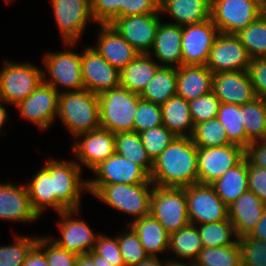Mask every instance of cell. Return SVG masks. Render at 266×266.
<instances>
[{
    "mask_svg": "<svg viewBox=\"0 0 266 266\" xmlns=\"http://www.w3.org/2000/svg\"><path fill=\"white\" fill-rule=\"evenodd\" d=\"M33 210L40 217L46 208L55 211L53 177L42 167L26 184Z\"/></svg>",
    "mask_w": 266,
    "mask_h": 266,
    "instance_id": "d6a6232c",
    "label": "cell"
},
{
    "mask_svg": "<svg viewBox=\"0 0 266 266\" xmlns=\"http://www.w3.org/2000/svg\"><path fill=\"white\" fill-rule=\"evenodd\" d=\"M150 180L155 186L175 188L198 183L197 146L191 137H175L153 161Z\"/></svg>",
    "mask_w": 266,
    "mask_h": 266,
    "instance_id": "6da1fadb",
    "label": "cell"
},
{
    "mask_svg": "<svg viewBox=\"0 0 266 266\" xmlns=\"http://www.w3.org/2000/svg\"><path fill=\"white\" fill-rule=\"evenodd\" d=\"M211 185L223 202L231 205L248 190L247 159L244 157Z\"/></svg>",
    "mask_w": 266,
    "mask_h": 266,
    "instance_id": "4dcf8cb0",
    "label": "cell"
},
{
    "mask_svg": "<svg viewBox=\"0 0 266 266\" xmlns=\"http://www.w3.org/2000/svg\"><path fill=\"white\" fill-rule=\"evenodd\" d=\"M0 69V99L7 105H18L43 81V69L32 63L6 60Z\"/></svg>",
    "mask_w": 266,
    "mask_h": 266,
    "instance_id": "8992f818",
    "label": "cell"
},
{
    "mask_svg": "<svg viewBox=\"0 0 266 266\" xmlns=\"http://www.w3.org/2000/svg\"><path fill=\"white\" fill-rule=\"evenodd\" d=\"M244 158V149L235 144L197 147L198 183L212 184Z\"/></svg>",
    "mask_w": 266,
    "mask_h": 266,
    "instance_id": "7c38bea8",
    "label": "cell"
},
{
    "mask_svg": "<svg viewBox=\"0 0 266 266\" xmlns=\"http://www.w3.org/2000/svg\"><path fill=\"white\" fill-rule=\"evenodd\" d=\"M160 0H123L121 17L140 14H160Z\"/></svg>",
    "mask_w": 266,
    "mask_h": 266,
    "instance_id": "f5cc1de1",
    "label": "cell"
},
{
    "mask_svg": "<svg viewBox=\"0 0 266 266\" xmlns=\"http://www.w3.org/2000/svg\"><path fill=\"white\" fill-rule=\"evenodd\" d=\"M53 177L55 212L79 209L82 191L88 192V180L81 178L82 168L76 161L47 159L42 166ZM83 189V190H82Z\"/></svg>",
    "mask_w": 266,
    "mask_h": 266,
    "instance_id": "277c9868",
    "label": "cell"
},
{
    "mask_svg": "<svg viewBox=\"0 0 266 266\" xmlns=\"http://www.w3.org/2000/svg\"><path fill=\"white\" fill-rule=\"evenodd\" d=\"M128 226V229L126 228V230L116 236L119 243L120 253L126 266H133L142 260H145L148 255L146 254L138 235L130 225Z\"/></svg>",
    "mask_w": 266,
    "mask_h": 266,
    "instance_id": "ee69618b",
    "label": "cell"
},
{
    "mask_svg": "<svg viewBox=\"0 0 266 266\" xmlns=\"http://www.w3.org/2000/svg\"><path fill=\"white\" fill-rule=\"evenodd\" d=\"M160 14H169L178 26L202 23L211 16V0H160Z\"/></svg>",
    "mask_w": 266,
    "mask_h": 266,
    "instance_id": "4316f807",
    "label": "cell"
},
{
    "mask_svg": "<svg viewBox=\"0 0 266 266\" xmlns=\"http://www.w3.org/2000/svg\"><path fill=\"white\" fill-rule=\"evenodd\" d=\"M220 103L213 92L189 101V109L194 125L216 118Z\"/></svg>",
    "mask_w": 266,
    "mask_h": 266,
    "instance_id": "7dc6e473",
    "label": "cell"
},
{
    "mask_svg": "<svg viewBox=\"0 0 266 266\" xmlns=\"http://www.w3.org/2000/svg\"><path fill=\"white\" fill-rule=\"evenodd\" d=\"M167 260L160 261L159 257H150L148 256L145 260H142L138 264L133 266H166Z\"/></svg>",
    "mask_w": 266,
    "mask_h": 266,
    "instance_id": "91938a15",
    "label": "cell"
},
{
    "mask_svg": "<svg viewBox=\"0 0 266 266\" xmlns=\"http://www.w3.org/2000/svg\"><path fill=\"white\" fill-rule=\"evenodd\" d=\"M266 241V210L253 230L247 235Z\"/></svg>",
    "mask_w": 266,
    "mask_h": 266,
    "instance_id": "6f0895ef",
    "label": "cell"
},
{
    "mask_svg": "<svg viewBox=\"0 0 266 266\" xmlns=\"http://www.w3.org/2000/svg\"><path fill=\"white\" fill-rule=\"evenodd\" d=\"M162 124L161 105L141 100L134 115L133 131L140 133Z\"/></svg>",
    "mask_w": 266,
    "mask_h": 266,
    "instance_id": "bcb514c9",
    "label": "cell"
},
{
    "mask_svg": "<svg viewBox=\"0 0 266 266\" xmlns=\"http://www.w3.org/2000/svg\"><path fill=\"white\" fill-rule=\"evenodd\" d=\"M242 266H266V241L251 236L238 239Z\"/></svg>",
    "mask_w": 266,
    "mask_h": 266,
    "instance_id": "f6af8a7d",
    "label": "cell"
},
{
    "mask_svg": "<svg viewBox=\"0 0 266 266\" xmlns=\"http://www.w3.org/2000/svg\"><path fill=\"white\" fill-rule=\"evenodd\" d=\"M91 14L96 24H110L121 17L123 0H90Z\"/></svg>",
    "mask_w": 266,
    "mask_h": 266,
    "instance_id": "681fc988",
    "label": "cell"
},
{
    "mask_svg": "<svg viewBox=\"0 0 266 266\" xmlns=\"http://www.w3.org/2000/svg\"><path fill=\"white\" fill-rule=\"evenodd\" d=\"M89 254L92 256L94 261H98V266H114L112 263H110L104 257L97 255L93 250L90 251Z\"/></svg>",
    "mask_w": 266,
    "mask_h": 266,
    "instance_id": "6125c7cd",
    "label": "cell"
},
{
    "mask_svg": "<svg viewBox=\"0 0 266 266\" xmlns=\"http://www.w3.org/2000/svg\"><path fill=\"white\" fill-rule=\"evenodd\" d=\"M219 33L211 18L202 23L182 26V65H206Z\"/></svg>",
    "mask_w": 266,
    "mask_h": 266,
    "instance_id": "2e32d148",
    "label": "cell"
},
{
    "mask_svg": "<svg viewBox=\"0 0 266 266\" xmlns=\"http://www.w3.org/2000/svg\"><path fill=\"white\" fill-rule=\"evenodd\" d=\"M23 266H49L45 253L36 245L28 254Z\"/></svg>",
    "mask_w": 266,
    "mask_h": 266,
    "instance_id": "9f6ffc18",
    "label": "cell"
},
{
    "mask_svg": "<svg viewBox=\"0 0 266 266\" xmlns=\"http://www.w3.org/2000/svg\"><path fill=\"white\" fill-rule=\"evenodd\" d=\"M166 266H195V264L194 262L185 263V262L176 260V258L175 259L171 258L167 260Z\"/></svg>",
    "mask_w": 266,
    "mask_h": 266,
    "instance_id": "be15d7a7",
    "label": "cell"
},
{
    "mask_svg": "<svg viewBox=\"0 0 266 266\" xmlns=\"http://www.w3.org/2000/svg\"><path fill=\"white\" fill-rule=\"evenodd\" d=\"M262 15L266 18V0L262 2Z\"/></svg>",
    "mask_w": 266,
    "mask_h": 266,
    "instance_id": "e7e4bbea",
    "label": "cell"
},
{
    "mask_svg": "<svg viewBox=\"0 0 266 266\" xmlns=\"http://www.w3.org/2000/svg\"><path fill=\"white\" fill-rule=\"evenodd\" d=\"M40 217L33 210L26 184H0V219L14 222H35Z\"/></svg>",
    "mask_w": 266,
    "mask_h": 266,
    "instance_id": "7402d4cb",
    "label": "cell"
},
{
    "mask_svg": "<svg viewBox=\"0 0 266 266\" xmlns=\"http://www.w3.org/2000/svg\"><path fill=\"white\" fill-rule=\"evenodd\" d=\"M242 119L246 131V147L251 142L266 139V100L256 97L242 105Z\"/></svg>",
    "mask_w": 266,
    "mask_h": 266,
    "instance_id": "836d02e7",
    "label": "cell"
},
{
    "mask_svg": "<svg viewBox=\"0 0 266 266\" xmlns=\"http://www.w3.org/2000/svg\"><path fill=\"white\" fill-rule=\"evenodd\" d=\"M57 92L44 81L26 98L15 107L20 115L41 129H49L58 114Z\"/></svg>",
    "mask_w": 266,
    "mask_h": 266,
    "instance_id": "d6986e66",
    "label": "cell"
},
{
    "mask_svg": "<svg viewBox=\"0 0 266 266\" xmlns=\"http://www.w3.org/2000/svg\"><path fill=\"white\" fill-rule=\"evenodd\" d=\"M13 244L0 246V266H23L28 254L37 245L38 237L16 235Z\"/></svg>",
    "mask_w": 266,
    "mask_h": 266,
    "instance_id": "b9f144b4",
    "label": "cell"
},
{
    "mask_svg": "<svg viewBox=\"0 0 266 266\" xmlns=\"http://www.w3.org/2000/svg\"><path fill=\"white\" fill-rule=\"evenodd\" d=\"M84 87L96 95L120 86V70L105 60L92 46L81 52Z\"/></svg>",
    "mask_w": 266,
    "mask_h": 266,
    "instance_id": "ffe728a7",
    "label": "cell"
},
{
    "mask_svg": "<svg viewBox=\"0 0 266 266\" xmlns=\"http://www.w3.org/2000/svg\"><path fill=\"white\" fill-rule=\"evenodd\" d=\"M93 251L97 255L104 257L114 266H126L120 253L117 236H114L113 238L105 234H99L96 238Z\"/></svg>",
    "mask_w": 266,
    "mask_h": 266,
    "instance_id": "f907efd6",
    "label": "cell"
},
{
    "mask_svg": "<svg viewBox=\"0 0 266 266\" xmlns=\"http://www.w3.org/2000/svg\"><path fill=\"white\" fill-rule=\"evenodd\" d=\"M7 4L10 3L12 0H4Z\"/></svg>",
    "mask_w": 266,
    "mask_h": 266,
    "instance_id": "03108f58",
    "label": "cell"
},
{
    "mask_svg": "<svg viewBox=\"0 0 266 266\" xmlns=\"http://www.w3.org/2000/svg\"><path fill=\"white\" fill-rule=\"evenodd\" d=\"M91 172L96 176L93 179H88V185L153 184L150 175L140 165L116 152Z\"/></svg>",
    "mask_w": 266,
    "mask_h": 266,
    "instance_id": "ac0fdd59",
    "label": "cell"
},
{
    "mask_svg": "<svg viewBox=\"0 0 266 266\" xmlns=\"http://www.w3.org/2000/svg\"><path fill=\"white\" fill-rule=\"evenodd\" d=\"M212 92L221 103L240 106L256 98L248 71L213 74Z\"/></svg>",
    "mask_w": 266,
    "mask_h": 266,
    "instance_id": "44dd1931",
    "label": "cell"
},
{
    "mask_svg": "<svg viewBox=\"0 0 266 266\" xmlns=\"http://www.w3.org/2000/svg\"><path fill=\"white\" fill-rule=\"evenodd\" d=\"M75 266H98V261H94L89 253L78 254Z\"/></svg>",
    "mask_w": 266,
    "mask_h": 266,
    "instance_id": "680465c9",
    "label": "cell"
},
{
    "mask_svg": "<svg viewBox=\"0 0 266 266\" xmlns=\"http://www.w3.org/2000/svg\"><path fill=\"white\" fill-rule=\"evenodd\" d=\"M182 26L176 24L163 23L157 28L153 51H150L149 55L156 57L160 66L175 67L182 66ZM153 52V53H151Z\"/></svg>",
    "mask_w": 266,
    "mask_h": 266,
    "instance_id": "cb8c5ba5",
    "label": "cell"
},
{
    "mask_svg": "<svg viewBox=\"0 0 266 266\" xmlns=\"http://www.w3.org/2000/svg\"><path fill=\"white\" fill-rule=\"evenodd\" d=\"M266 210L256 194L247 190L235 202L228 206V219L239 237L248 235L256 226Z\"/></svg>",
    "mask_w": 266,
    "mask_h": 266,
    "instance_id": "d4e9b609",
    "label": "cell"
},
{
    "mask_svg": "<svg viewBox=\"0 0 266 266\" xmlns=\"http://www.w3.org/2000/svg\"><path fill=\"white\" fill-rule=\"evenodd\" d=\"M97 96L102 128L114 134L133 131L134 115L138 103L142 100L140 94L132 93L127 88L118 86Z\"/></svg>",
    "mask_w": 266,
    "mask_h": 266,
    "instance_id": "5b68a950",
    "label": "cell"
},
{
    "mask_svg": "<svg viewBox=\"0 0 266 266\" xmlns=\"http://www.w3.org/2000/svg\"><path fill=\"white\" fill-rule=\"evenodd\" d=\"M191 138L197 147L202 148L232 144L217 117L196 124Z\"/></svg>",
    "mask_w": 266,
    "mask_h": 266,
    "instance_id": "60d3db41",
    "label": "cell"
},
{
    "mask_svg": "<svg viewBox=\"0 0 266 266\" xmlns=\"http://www.w3.org/2000/svg\"><path fill=\"white\" fill-rule=\"evenodd\" d=\"M80 209H69L58 213L61 218L57 222L61 237L48 236L57 246L76 254H86L93 250L98 234L90 228L87 222L80 218ZM75 216V217H74Z\"/></svg>",
    "mask_w": 266,
    "mask_h": 266,
    "instance_id": "9a60e30c",
    "label": "cell"
},
{
    "mask_svg": "<svg viewBox=\"0 0 266 266\" xmlns=\"http://www.w3.org/2000/svg\"><path fill=\"white\" fill-rule=\"evenodd\" d=\"M194 264L195 266H242L239 245L203 247Z\"/></svg>",
    "mask_w": 266,
    "mask_h": 266,
    "instance_id": "ab89813d",
    "label": "cell"
},
{
    "mask_svg": "<svg viewBox=\"0 0 266 266\" xmlns=\"http://www.w3.org/2000/svg\"><path fill=\"white\" fill-rule=\"evenodd\" d=\"M213 73L205 65H182L177 68L176 95L191 101L212 92Z\"/></svg>",
    "mask_w": 266,
    "mask_h": 266,
    "instance_id": "484cf974",
    "label": "cell"
},
{
    "mask_svg": "<svg viewBox=\"0 0 266 266\" xmlns=\"http://www.w3.org/2000/svg\"><path fill=\"white\" fill-rule=\"evenodd\" d=\"M3 104H7L4 100L0 99V133L3 126H5L6 121L8 120V113Z\"/></svg>",
    "mask_w": 266,
    "mask_h": 266,
    "instance_id": "94428289",
    "label": "cell"
},
{
    "mask_svg": "<svg viewBox=\"0 0 266 266\" xmlns=\"http://www.w3.org/2000/svg\"><path fill=\"white\" fill-rule=\"evenodd\" d=\"M247 173L248 190L266 204V169L247 162Z\"/></svg>",
    "mask_w": 266,
    "mask_h": 266,
    "instance_id": "db71d44e",
    "label": "cell"
},
{
    "mask_svg": "<svg viewBox=\"0 0 266 266\" xmlns=\"http://www.w3.org/2000/svg\"><path fill=\"white\" fill-rule=\"evenodd\" d=\"M196 226L203 247H221L238 244L239 238L229 219L217 223H206Z\"/></svg>",
    "mask_w": 266,
    "mask_h": 266,
    "instance_id": "74e56055",
    "label": "cell"
},
{
    "mask_svg": "<svg viewBox=\"0 0 266 266\" xmlns=\"http://www.w3.org/2000/svg\"><path fill=\"white\" fill-rule=\"evenodd\" d=\"M251 58L236 34L219 33L208 56L206 67L213 73L248 71Z\"/></svg>",
    "mask_w": 266,
    "mask_h": 266,
    "instance_id": "4fadbf2b",
    "label": "cell"
},
{
    "mask_svg": "<svg viewBox=\"0 0 266 266\" xmlns=\"http://www.w3.org/2000/svg\"><path fill=\"white\" fill-rule=\"evenodd\" d=\"M72 153L91 171L115 153V134L102 127L75 137ZM80 138V139H79Z\"/></svg>",
    "mask_w": 266,
    "mask_h": 266,
    "instance_id": "e0dca14e",
    "label": "cell"
},
{
    "mask_svg": "<svg viewBox=\"0 0 266 266\" xmlns=\"http://www.w3.org/2000/svg\"><path fill=\"white\" fill-rule=\"evenodd\" d=\"M161 14H140L115 18L110 25L139 53L149 54L162 18Z\"/></svg>",
    "mask_w": 266,
    "mask_h": 266,
    "instance_id": "5bb4252c",
    "label": "cell"
},
{
    "mask_svg": "<svg viewBox=\"0 0 266 266\" xmlns=\"http://www.w3.org/2000/svg\"><path fill=\"white\" fill-rule=\"evenodd\" d=\"M58 29L65 46L81 39L87 24L93 20L90 0H51ZM89 21V22H88Z\"/></svg>",
    "mask_w": 266,
    "mask_h": 266,
    "instance_id": "8fae6325",
    "label": "cell"
},
{
    "mask_svg": "<svg viewBox=\"0 0 266 266\" xmlns=\"http://www.w3.org/2000/svg\"><path fill=\"white\" fill-rule=\"evenodd\" d=\"M150 214L171 234L188 225V209L184 188L154 186Z\"/></svg>",
    "mask_w": 266,
    "mask_h": 266,
    "instance_id": "ba28073f",
    "label": "cell"
},
{
    "mask_svg": "<svg viewBox=\"0 0 266 266\" xmlns=\"http://www.w3.org/2000/svg\"><path fill=\"white\" fill-rule=\"evenodd\" d=\"M154 184L88 185V192L101 202L135 219L150 214Z\"/></svg>",
    "mask_w": 266,
    "mask_h": 266,
    "instance_id": "3957f363",
    "label": "cell"
},
{
    "mask_svg": "<svg viewBox=\"0 0 266 266\" xmlns=\"http://www.w3.org/2000/svg\"><path fill=\"white\" fill-rule=\"evenodd\" d=\"M217 119L224 126L229 141L245 149L246 131L243 126L242 106L220 103Z\"/></svg>",
    "mask_w": 266,
    "mask_h": 266,
    "instance_id": "8d00e7d4",
    "label": "cell"
},
{
    "mask_svg": "<svg viewBox=\"0 0 266 266\" xmlns=\"http://www.w3.org/2000/svg\"><path fill=\"white\" fill-rule=\"evenodd\" d=\"M236 35L251 59L266 58V18L263 15Z\"/></svg>",
    "mask_w": 266,
    "mask_h": 266,
    "instance_id": "f35d334b",
    "label": "cell"
},
{
    "mask_svg": "<svg viewBox=\"0 0 266 266\" xmlns=\"http://www.w3.org/2000/svg\"><path fill=\"white\" fill-rule=\"evenodd\" d=\"M263 0H211V16L220 33L237 34L262 15Z\"/></svg>",
    "mask_w": 266,
    "mask_h": 266,
    "instance_id": "9c48e42d",
    "label": "cell"
},
{
    "mask_svg": "<svg viewBox=\"0 0 266 266\" xmlns=\"http://www.w3.org/2000/svg\"><path fill=\"white\" fill-rule=\"evenodd\" d=\"M37 246L45 253L49 266H75L78 254L57 246L48 236H39Z\"/></svg>",
    "mask_w": 266,
    "mask_h": 266,
    "instance_id": "c3c4849f",
    "label": "cell"
},
{
    "mask_svg": "<svg viewBox=\"0 0 266 266\" xmlns=\"http://www.w3.org/2000/svg\"><path fill=\"white\" fill-rule=\"evenodd\" d=\"M244 157L248 164L266 169V139L251 142L244 149Z\"/></svg>",
    "mask_w": 266,
    "mask_h": 266,
    "instance_id": "11a10c76",
    "label": "cell"
},
{
    "mask_svg": "<svg viewBox=\"0 0 266 266\" xmlns=\"http://www.w3.org/2000/svg\"><path fill=\"white\" fill-rule=\"evenodd\" d=\"M57 118L73 138L100 128L98 96L87 89L59 93Z\"/></svg>",
    "mask_w": 266,
    "mask_h": 266,
    "instance_id": "7a4b0ae2",
    "label": "cell"
},
{
    "mask_svg": "<svg viewBox=\"0 0 266 266\" xmlns=\"http://www.w3.org/2000/svg\"><path fill=\"white\" fill-rule=\"evenodd\" d=\"M149 54L137 57L120 70V86L132 93L141 94L160 67Z\"/></svg>",
    "mask_w": 266,
    "mask_h": 266,
    "instance_id": "f1b7e54d",
    "label": "cell"
},
{
    "mask_svg": "<svg viewBox=\"0 0 266 266\" xmlns=\"http://www.w3.org/2000/svg\"><path fill=\"white\" fill-rule=\"evenodd\" d=\"M115 152L140 165L150 175L153 161L144 149L139 133L130 131L115 134Z\"/></svg>",
    "mask_w": 266,
    "mask_h": 266,
    "instance_id": "e575fe53",
    "label": "cell"
},
{
    "mask_svg": "<svg viewBox=\"0 0 266 266\" xmlns=\"http://www.w3.org/2000/svg\"><path fill=\"white\" fill-rule=\"evenodd\" d=\"M185 195L191 224L217 223L228 219V206L212 185L192 184L185 187Z\"/></svg>",
    "mask_w": 266,
    "mask_h": 266,
    "instance_id": "30bf717a",
    "label": "cell"
},
{
    "mask_svg": "<svg viewBox=\"0 0 266 266\" xmlns=\"http://www.w3.org/2000/svg\"><path fill=\"white\" fill-rule=\"evenodd\" d=\"M144 149L152 161L175 139L163 124L139 133Z\"/></svg>",
    "mask_w": 266,
    "mask_h": 266,
    "instance_id": "7bdbcfd3",
    "label": "cell"
},
{
    "mask_svg": "<svg viewBox=\"0 0 266 266\" xmlns=\"http://www.w3.org/2000/svg\"><path fill=\"white\" fill-rule=\"evenodd\" d=\"M161 109L163 125L176 137L192 136L195 125L191 117L188 101L175 95L162 104Z\"/></svg>",
    "mask_w": 266,
    "mask_h": 266,
    "instance_id": "f546056e",
    "label": "cell"
},
{
    "mask_svg": "<svg viewBox=\"0 0 266 266\" xmlns=\"http://www.w3.org/2000/svg\"><path fill=\"white\" fill-rule=\"evenodd\" d=\"M248 73L256 97L266 100V58H253Z\"/></svg>",
    "mask_w": 266,
    "mask_h": 266,
    "instance_id": "816d5d0a",
    "label": "cell"
},
{
    "mask_svg": "<svg viewBox=\"0 0 266 266\" xmlns=\"http://www.w3.org/2000/svg\"><path fill=\"white\" fill-rule=\"evenodd\" d=\"M129 225L138 235L148 256L159 257V253L169 250L170 234L151 214L130 220Z\"/></svg>",
    "mask_w": 266,
    "mask_h": 266,
    "instance_id": "83f0119b",
    "label": "cell"
},
{
    "mask_svg": "<svg viewBox=\"0 0 266 266\" xmlns=\"http://www.w3.org/2000/svg\"><path fill=\"white\" fill-rule=\"evenodd\" d=\"M203 248L197 226L189 223L177 232L170 234L169 250L173 251L178 260L189 259L194 262Z\"/></svg>",
    "mask_w": 266,
    "mask_h": 266,
    "instance_id": "d590c367",
    "label": "cell"
},
{
    "mask_svg": "<svg viewBox=\"0 0 266 266\" xmlns=\"http://www.w3.org/2000/svg\"><path fill=\"white\" fill-rule=\"evenodd\" d=\"M99 28L92 47L112 66L121 70L137 57L139 53L110 24H99Z\"/></svg>",
    "mask_w": 266,
    "mask_h": 266,
    "instance_id": "603a6c76",
    "label": "cell"
},
{
    "mask_svg": "<svg viewBox=\"0 0 266 266\" xmlns=\"http://www.w3.org/2000/svg\"><path fill=\"white\" fill-rule=\"evenodd\" d=\"M177 68L160 66L152 80L140 94V98L158 105L176 95Z\"/></svg>",
    "mask_w": 266,
    "mask_h": 266,
    "instance_id": "1f68e13d",
    "label": "cell"
},
{
    "mask_svg": "<svg viewBox=\"0 0 266 266\" xmlns=\"http://www.w3.org/2000/svg\"><path fill=\"white\" fill-rule=\"evenodd\" d=\"M43 56V81L52 86L57 92L79 91L85 89L82 78L81 52L63 50L61 52H48ZM47 72V73H46ZM48 74V75H47ZM47 77L49 78H46ZM60 86V87H58Z\"/></svg>",
    "mask_w": 266,
    "mask_h": 266,
    "instance_id": "52a82bcc",
    "label": "cell"
}]
</instances>
